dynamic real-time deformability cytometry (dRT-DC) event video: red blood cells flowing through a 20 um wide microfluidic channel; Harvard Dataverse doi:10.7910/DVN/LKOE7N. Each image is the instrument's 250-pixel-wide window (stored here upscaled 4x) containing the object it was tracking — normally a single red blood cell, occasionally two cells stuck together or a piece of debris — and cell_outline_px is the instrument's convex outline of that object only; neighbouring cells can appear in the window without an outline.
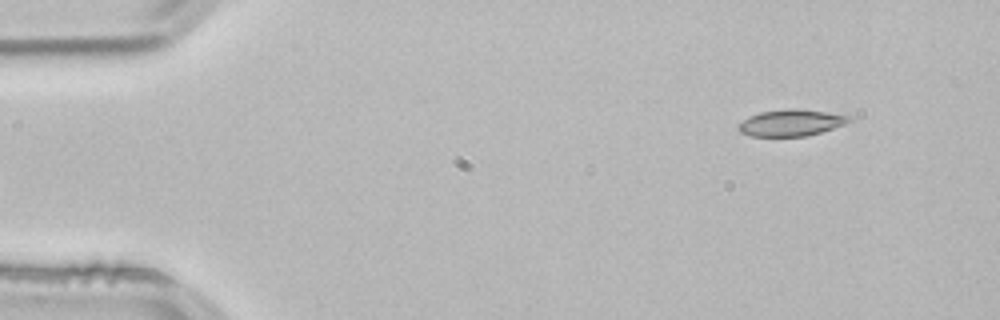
{"species": "common noctule bat (a hibernating species)", "species_latin": "Nyctalus noctula", "temperature_condition": "room temperature", "stored_images_in_passage": 48, "camera_frame_rate_fps": 3000, "um_per_image_px": 0.085, "animal": {"sex": "male", "body_mass_g": 21.5, "forearm_length_mm": 52.0}, "frame": {"image": 1, "passage_image": 1, "time_ms": 0.0, "image_size_px": [1000, 320], "cell_outline_px": [[852, 120], [844, 124], [808, 136], [752, 136], [740, 132], [736, 128], [748, 116], [760, 112], [788, 108], [796, 108], [852, 116]], "centroid_in_image_um": [67.22, 10.43], "position_along_channel_um": 17.8, "area_um2": 16.99}}
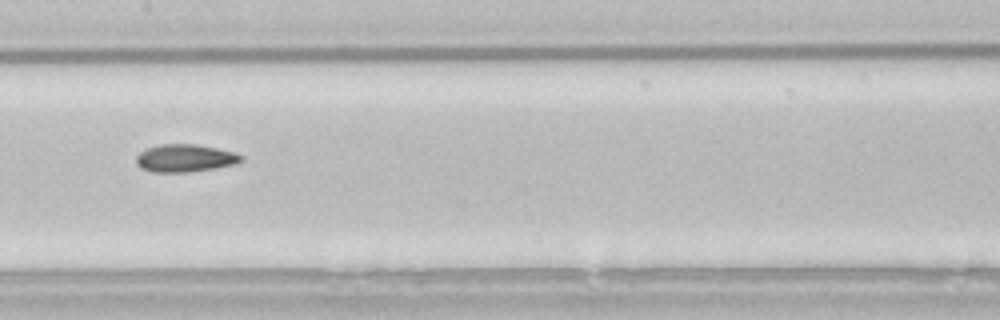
{"frame": {"image": 2, "passage_image": 22, "time_ms": 7.0, "image_size_px": [1000, 320], "cell_outline_px": [[244, 160], [236, 164], [188, 172], [152, 172], [140, 168], [136, 164], [136, 156], [140, 152], [148, 148], [160, 144], [196, 144], [236, 152], [244, 156]], "centroid_in_image_um": [15.74, 13.44], "position_along_channel_um": 191.7, "area_um2": 16.99}}
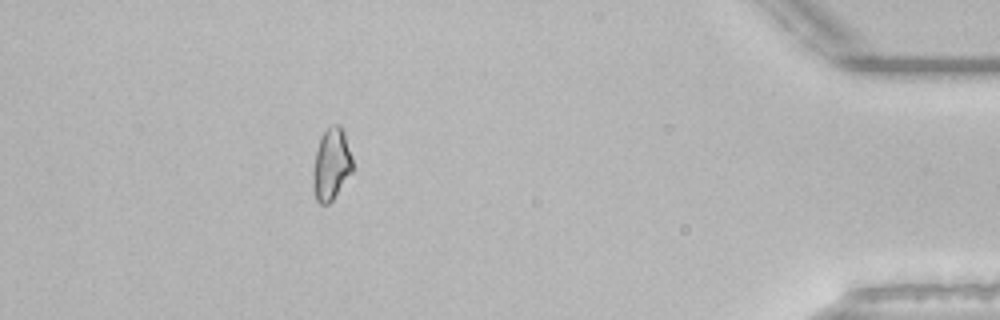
{"frame": {"image": 3, "passage_image": 43, "time_ms": 14.0, "image_size_px": [1000, 320], "cell_outline_px": [[352, 172], [332, 200], [328, 204], [320, 204], [316, 200], [312, 188], [312, 172], [316, 152], [320, 140], [324, 132], [332, 124], [340, 124], [344, 132], [352, 156]], "centroid_in_image_um": [28.15, 13.98], "position_along_channel_um": 407.0, "area_um2": 16.53}, "authors_computed_cell_mechanics": {"area_um2": 16.8487, "velocity_mm_per_s": 3.8436, "shape_relaxation_time_tau1_ms": 7.6209, "shape_relaxation_time_tau2_ms": 4.2612, "deformation_change_tau1": 0.1495, "deformation_change_tau2": 0.1056}}